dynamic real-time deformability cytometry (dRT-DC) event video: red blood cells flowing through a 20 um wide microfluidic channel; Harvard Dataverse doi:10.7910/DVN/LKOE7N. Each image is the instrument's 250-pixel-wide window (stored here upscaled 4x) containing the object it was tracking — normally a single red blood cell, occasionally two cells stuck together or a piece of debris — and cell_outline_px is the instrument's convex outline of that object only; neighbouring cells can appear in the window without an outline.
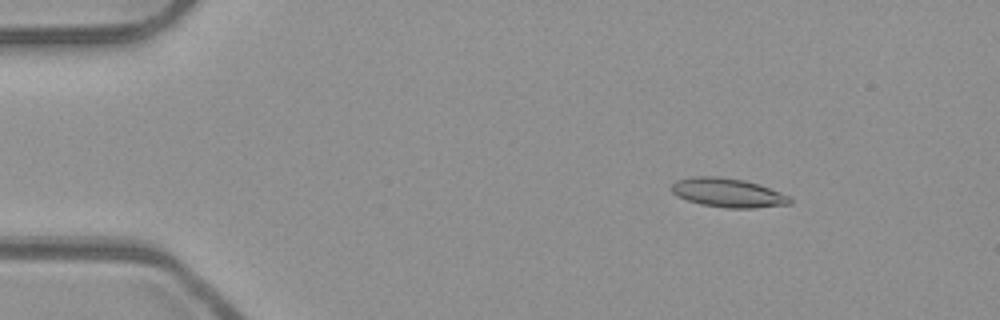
{"species": "common noctule bat (a hibernating species)", "species_latin": "Nyctalus noctula", "temperature_condition": "room temperature", "stored_images_in_passage": 53, "camera_frame_rate_fps": 3000, "um_per_image_px": 0.085, "animal": {"sex": "male", "body_mass_g": 23.1, "forearm_length_mm": 52.7}, "frame": {"image": 1, "passage_image": 8, "time_ms": 2.333, "image_size_px": [1000, 320], "cell_outline_px": [[792, 204], [756, 208], [724, 208], [700, 204], [676, 196], [672, 192], [672, 184], [676, 180], [696, 176], [716, 176], [744, 180], [760, 184], [792, 196]], "centroid_in_image_um": [61.93, 16.39], "position_along_channel_um": 23.1, "area_um2": 20.29}}
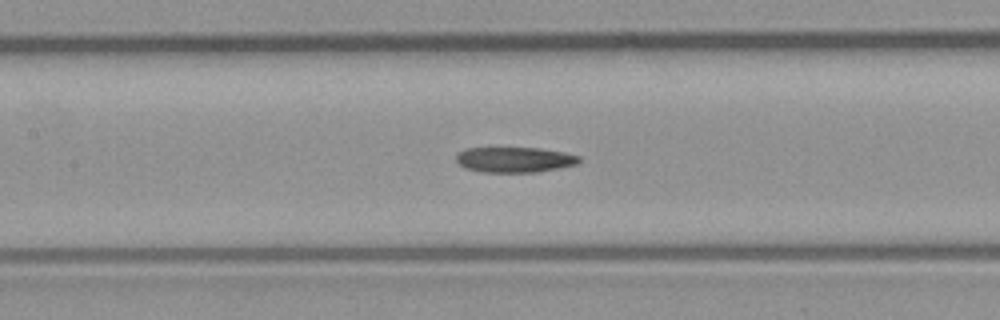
{"frame": {"image": 2, "passage_image": 25, "time_ms": 8.0, "image_size_px": [1000, 320], "cell_outline_px": [[580, 160], [576, 164], [536, 172], [484, 172], [468, 168], [460, 164], [456, 160], [456, 156], [460, 152], [468, 148], [540, 148], [564, 152], [580, 156]], "centroid_in_image_um": [43.76, 13.56], "position_along_channel_um": 163.6, "area_um2": 17.86}}
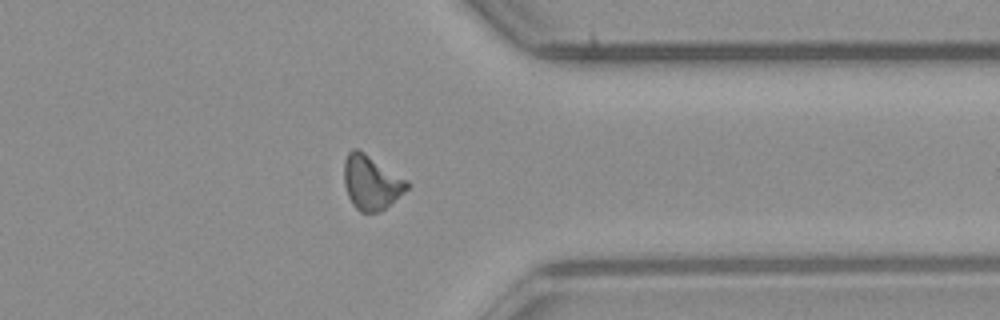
{"frame": {"image": 3, "passage_image": 42, "time_ms": 13.667, "image_size_px": [1000, 320], "cell_outline_px": [[408, 188], [404, 192], [384, 208], [376, 212], [360, 212], [352, 204], [348, 196], [344, 184], [344, 160], [348, 152], [352, 148], [356, 148], [364, 152], [408, 180]], "centroid_in_image_um": [31.52, 15.49], "position_along_channel_um": 379.9, "area_um2": 19.77}, "authors_computed_cell_mechanics": {"area_um2": 19.1896, "velocity_mm_per_s": 3.9442, "shape_relaxation_time_tau1_ms": null, "shape_relaxation_time_tau2_ms": 7.5072, "deformation_change_tau1": null, "deformation_change_tau2": 0.1834}}